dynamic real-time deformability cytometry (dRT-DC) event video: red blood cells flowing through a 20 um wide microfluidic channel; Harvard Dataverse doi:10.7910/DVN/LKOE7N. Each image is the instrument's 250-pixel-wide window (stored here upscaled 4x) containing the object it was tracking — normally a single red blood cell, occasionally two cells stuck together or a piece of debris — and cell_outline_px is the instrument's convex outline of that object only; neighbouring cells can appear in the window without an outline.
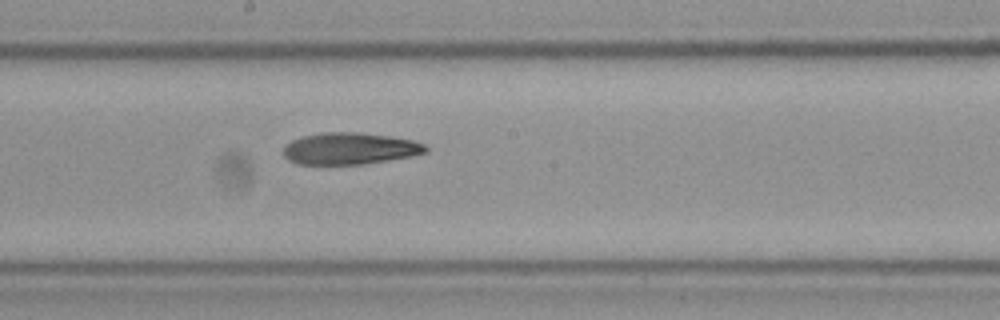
{"species": "Egyptian fruit bat (a non-hibernating species)", "species_latin": "Rousettus aegyptiacus", "temperature_condition": "cold", "stored_images_in_passage": 7, "camera_frame_rate_fps": 3000, "um_per_image_px": 0.085, "frame": {"image": 1, "passage_image": 7, "time_ms": 2.0, "image_size_px": [1000, 320], "cell_outline_px": [[428, 152], [388, 160], [364, 164], [296, 164], [288, 160], [284, 156], [284, 148], [292, 140], [300, 136], [324, 132], [356, 132], [388, 136], [412, 140], [424, 144], [428, 148]], "centroid_in_image_um": [29.71, 12.62], "position_along_channel_um": 218.5, "area_um2": 26.18}}